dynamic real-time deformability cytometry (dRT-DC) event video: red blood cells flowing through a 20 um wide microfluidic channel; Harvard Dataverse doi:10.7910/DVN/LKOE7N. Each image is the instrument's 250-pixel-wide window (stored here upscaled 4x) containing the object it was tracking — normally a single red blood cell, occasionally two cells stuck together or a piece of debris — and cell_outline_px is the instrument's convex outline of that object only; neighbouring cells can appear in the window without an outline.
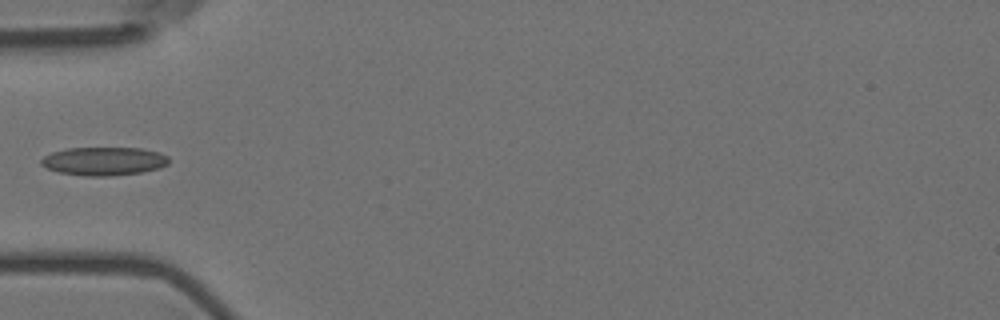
{"species": "Egyptian fruit bat (a non-hibernating species)", "species_latin": "Rousettus aegyptiacus", "temperature_condition": "room temperature", "stored_images_in_passage": 6, "camera_frame_rate_fps": 3000, "um_per_image_px": 0.085, "animal": {"sex": "female"}, "frame": {"image": 1, "passage_image": 5, "time_ms": 1.333, "image_size_px": [1000, 320], "cell_outline_px": [[168, 164], [160, 168], [140, 172], [108, 176], [84, 176], [56, 172], [40, 164], [40, 160], [44, 156], [52, 152], [64, 148], [140, 148], [160, 152], [168, 156]], "centroid_in_image_um": [8.81, 13.7], "position_along_channel_um": 76.2, "area_um2": 21.21}}
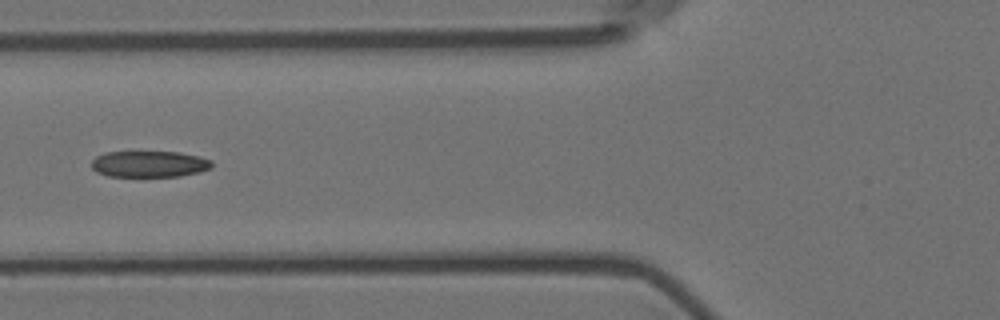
{"frame": {"image": 2, "passage_image": 6, "time_ms": 1.667, "image_size_px": [1000, 320], "cell_outline_px": [[212, 168], [200, 172], [180, 176], [108, 176], [96, 172], [92, 168], [92, 160], [96, 156], [104, 152], [180, 152], [200, 156], [212, 160]], "centroid_in_image_um": [12.71, 13.94], "position_along_channel_um": 113.1, "area_um2": 18.55}}